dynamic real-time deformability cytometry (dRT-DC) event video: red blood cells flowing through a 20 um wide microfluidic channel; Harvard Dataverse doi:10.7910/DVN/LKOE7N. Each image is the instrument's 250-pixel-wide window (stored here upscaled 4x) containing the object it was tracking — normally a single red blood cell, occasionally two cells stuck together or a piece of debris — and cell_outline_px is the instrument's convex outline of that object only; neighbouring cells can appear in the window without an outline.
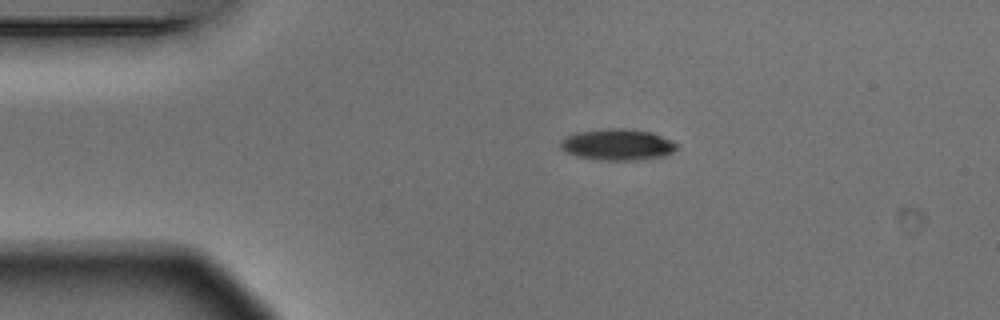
{"species": "Egyptian fruit bat (a non-hibernating species)", "species_latin": "Rousettus aegyptiacus", "temperature_condition": "warm", "stored_images_in_passage": 2, "camera_frame_rate_fps": 3000, "um_per_image_px": 0.085, "animal": {"sex": "male"}, "frame": {"image": 1, "passage_image": 1, "time_ms": 0.0, "image_size_px": [1000, 320], "cell_outline_px": [[680, 144], [672, 152], [664, 156], [636, 160], [596, 160], [576, 156], [564, 152], [560, 148], [560, 140], [576, 132], [604, 128], [624, 128], [652, 132], [672, 140]], "centroid_in_image_um": [52.47, 12.29], "position_along_channel_um": 32.5, "area_um2": 21.5}}